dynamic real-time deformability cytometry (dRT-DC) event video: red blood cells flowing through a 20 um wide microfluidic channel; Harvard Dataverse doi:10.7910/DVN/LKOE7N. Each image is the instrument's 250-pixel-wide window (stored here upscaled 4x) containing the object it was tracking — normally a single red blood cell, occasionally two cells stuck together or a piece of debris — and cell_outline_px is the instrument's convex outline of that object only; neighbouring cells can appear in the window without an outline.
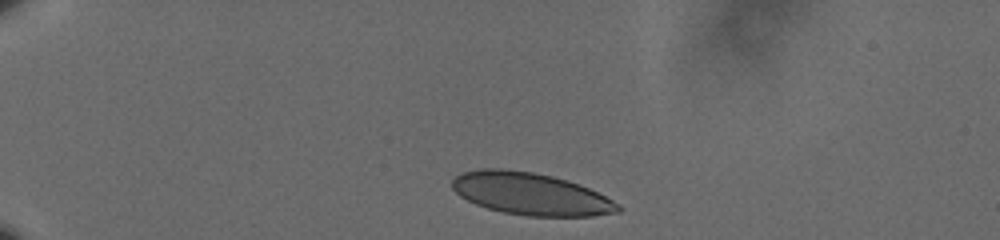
{"species": "human", "species_latin": "Homo sapiens", "temperature_condition": "cold", "stored_images_in_passage": 41, "camera_frame_rate_fps": 3000, "um_per_image_px": 0.085, "donor": {"sex": "male"}, "frame": {"image": 1, "passage_image": 1, "time_ms": 0.0, "image_size_px": [1000, 240], "cell_outline_px": [[624, 208], [620, 212], [592, 216], [528, 216], [504, 212], [488, 208], [476, 204], [460, 196], [452, 188], [452, 180], [456, 176], [464, 172], [480, 168], [500, 168], [532, 172], [552, 176], [580, 184], [620, 204]], "centroid_in_image_um": [45.12, 16.48], "position_along_channel_um": 39.9, "area_um2": 40.69}}
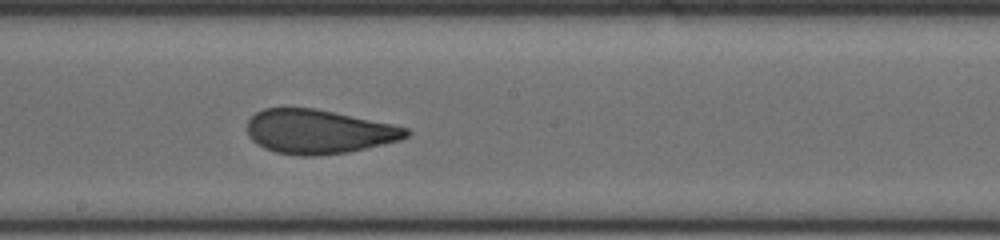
{"frame": {"image": 2, "passage_image": 22, "time_ms": 7.0, "image_size_px": [1000, 240], "cell_outline_px": [[412, 132], [408, 136], [400, 140], [348, 152], [316, 156], [300, 156], [276, 152], [264, 148], [256, 144], [248, 136], [248, 120], [256, 112], [264, 108], [312, 108], [392, 124], [408, 128]], "centroid_in_image_um": [27.06, 11.2], "position_along_channel_um": 221.1, "area_um2": 40.69}}
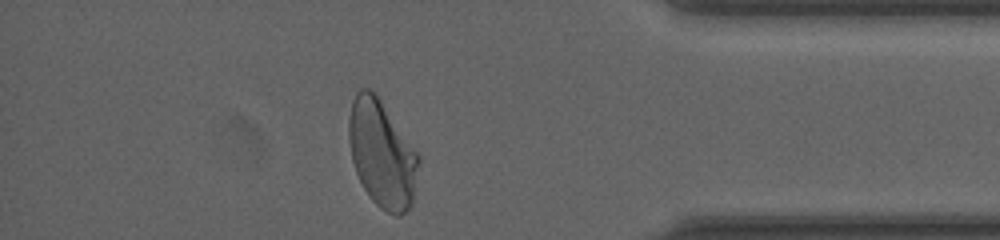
{"frame": {"image": 3, "passage_image": 39, "time_ms": 12.667, "image_size_px": [1000, 240], "cell_outline_px": [[420, 160], [412, 204], [400, 216], [396, 216], [380, 208], [368, 196], [356, 172], [352, 160], [348, 136], [348, 116], [352, 100], [356, 92], [360, 88], [368, 88], [380, 100], [420, 156]], "centroid_in_image_um": [32.45, 13.09], "position_along_channel_um": 402.8, "area_um2": 43.29}, "authors_computed_cell_mechanics": {"area_um2": 41.327, "velocity_mm_per_s": 3.5738, "shape_relaxation_time_tau1_ms": 8.7068, "shape_relaxation_time_tau2_ms": 0.8959, "deformation_change_tau1": 0.2005, "deformation_change_tau2": 0.0654}}